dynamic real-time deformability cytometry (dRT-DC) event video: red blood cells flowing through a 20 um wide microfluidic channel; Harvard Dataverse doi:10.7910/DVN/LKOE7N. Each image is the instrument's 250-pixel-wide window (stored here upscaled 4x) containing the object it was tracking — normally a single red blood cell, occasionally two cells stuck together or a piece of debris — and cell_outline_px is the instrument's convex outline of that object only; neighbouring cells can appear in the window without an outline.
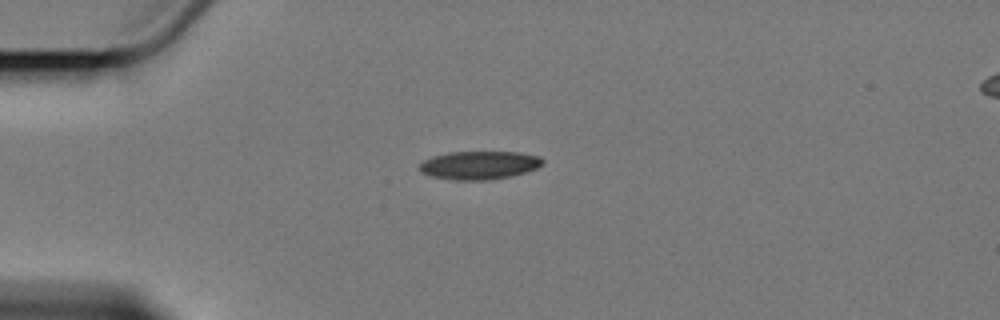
{"species": "Egyptian fruit bat (a non-hibernating species)", "species_latin": "Rousettus aegyptiacus", "temperature_condition": "cold", "stored_images_in_passage": 2, "camera_frame_rate_fps": 3000, "um_per_image_px": 0.085, "animal": {"sex": "female"}, "frame": {"image": 1, "passage_image": 1, "time_ms": 0.0, "image_size_px": [1000, 320], "cell_outline_px": [[544, 164], [536, 168], [512, 176], [484, 180], [456, 180], [432, 176], [424, 172], [420, 168], [420, 164], [424, 160], [432, 156], [448, 152], [516, 152], [540, 156], [544, 160]], "centroid_in_image_um": [40.77, 14.03], "position_along_channel_um": 44.2, "area_um2": 20.11}}
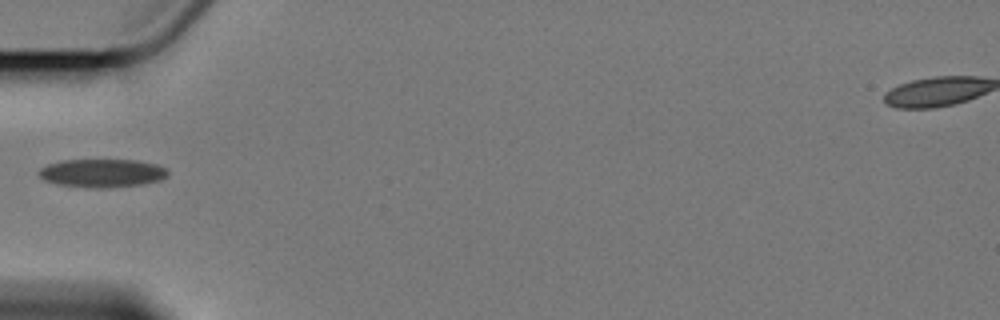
{"frame": {"image": 2, "passage_image": 2, "time_ms": 1.667, "image_size_px": [1000, 320], "cell_outline_px": [[168, 176], [160, 180], [140, 184], [104, 188], [92, 188], [56, 184], [44, 180], [40, 176], [40, 168], [48, 164], [64, 160], [136, 160], [156, 164], [168, 168]], "centroid_in_image_um": [8.7, 14.71], "position_along_channel_um": 76.3, "area_um2": 21.21}}